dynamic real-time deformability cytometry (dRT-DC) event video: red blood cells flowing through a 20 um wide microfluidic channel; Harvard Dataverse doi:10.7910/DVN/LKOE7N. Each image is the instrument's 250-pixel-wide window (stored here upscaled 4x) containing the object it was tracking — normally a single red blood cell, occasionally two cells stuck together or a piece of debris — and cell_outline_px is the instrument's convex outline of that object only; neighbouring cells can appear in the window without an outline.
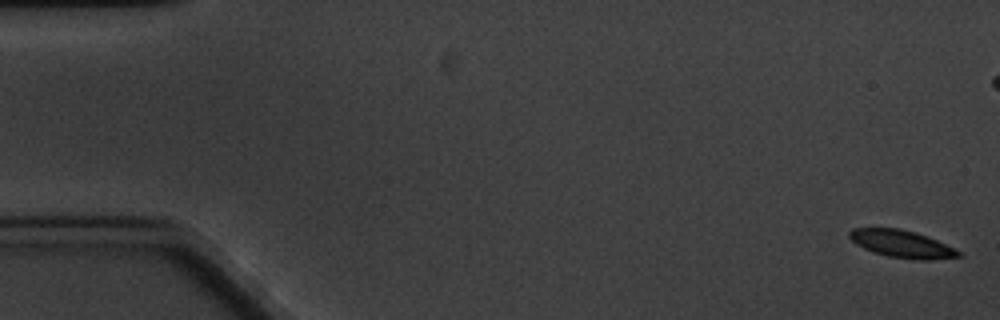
{"species": "common noctule bat (a hibernating species)", "species_latin": "Nyctalus noctula", "temperature_condition": "cold", "stored_images_in_passage": 9, "camera_frame_rate_fps": 3000, "um_per_image_px": 0.085, "animal": {"sex": "male", "body_mass_g": 20.1, "forearm_length_mm": 53.5}, "frame": {"image": 1, "passage_image": 1, "time_ms": 0.0, "image_size_px": [1000, 320], "cell_outline_px": [[964, 256], [932, 260], [916, 260], [888, 256], [872, 252], [856, 244], [848, 236], [848, 232], [852, 228], [900, 228], [916, 232], [928, 236], [960, 252]], "centroid_in_image_um": [76.64, 20.73], "position_along_channel_um": 8.4, "area_um2": 17.46}}